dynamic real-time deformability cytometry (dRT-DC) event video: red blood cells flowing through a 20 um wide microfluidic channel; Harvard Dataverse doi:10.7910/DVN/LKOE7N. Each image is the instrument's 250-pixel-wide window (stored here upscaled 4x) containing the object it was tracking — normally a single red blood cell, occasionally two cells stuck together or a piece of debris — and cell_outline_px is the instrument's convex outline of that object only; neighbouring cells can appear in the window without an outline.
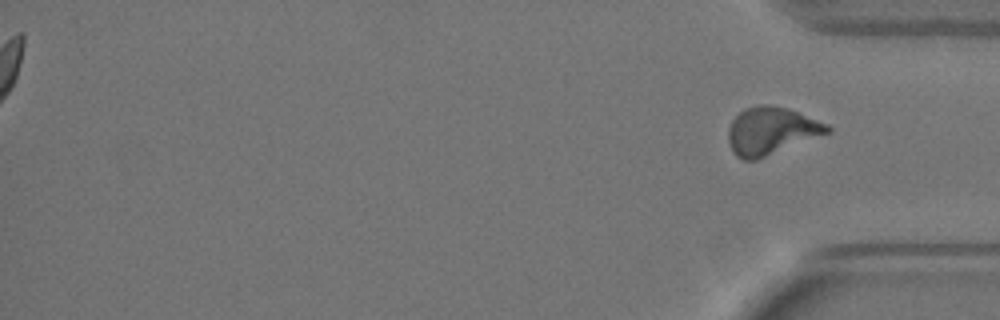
{"species": "Egyptian fruit bat (a non-hibernating species)", "species_latin": "Rousettus aegyptiacus", "temperature_condition": "warm", "stored_images_in_passage": 40, "segment_of_instrument_passage": [2, 2], "camera_frame_rate_fps": 3000, "um_per_image_px": 0.085, "animal": {"sex": "female"}, "frame": {"image": 1, "passage_image": 40, "time_ms": 13.0, "image_size_px": [1000, 320], "cell_outline_px": [[832, 132], [756, 160], [744, 160], [736, 156], [728, 140], [728, 128], [732, 120], [744, 108], [756, 104], [768, 104], [788, 108], [828, 124], [832, 128]], "centroid_in_image_um": [65.56, 11.11], "position_along_channel_um": 369.6, "area_um2": 27.57}}